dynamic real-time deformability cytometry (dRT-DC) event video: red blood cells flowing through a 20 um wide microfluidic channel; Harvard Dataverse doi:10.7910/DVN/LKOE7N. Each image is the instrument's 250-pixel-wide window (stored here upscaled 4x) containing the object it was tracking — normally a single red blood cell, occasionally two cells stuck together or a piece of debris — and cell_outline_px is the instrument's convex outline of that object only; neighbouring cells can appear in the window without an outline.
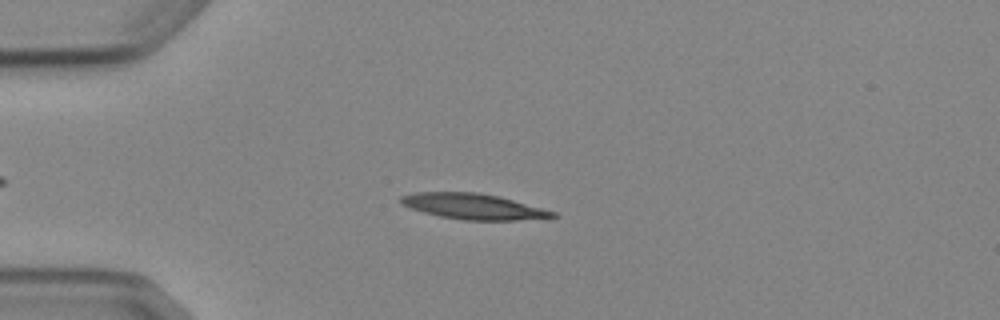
{"species": "Egyptian fruit bat (a non-hibernating species)", "species_latin": "Rousettus aegyptiacus", "temperature_condition": "cold", "stored_images_in_passage": 7, "camera_frame_rate_fps": 3000, "um_per_image_px": 0.085, "animal": {"sex": "female"}, "frame": {"image": 1, "passage_image": 4, "time_ms": 4.333, "image_size_px": [1000, 320], "cell_outline_px": [[560, 216], [516, 220], [464, 220], [440, 216], [424, 212], [400, 204], [400, 196], [412, 192], [480, 192], [512, 200], [556, 212]], "centroid_in_image_um": [40.18, 17.54], "position_along_channel_um": 44.8, "area_um2": 22.43}}
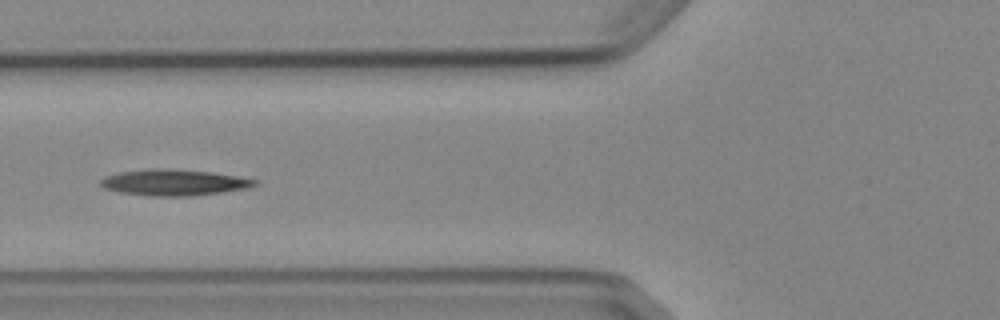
{"frame": {"image": 2, "passage_image": 6, "time_ms": 6.667, "image_size_px": [1000, 320], "cell_outline_px": [[260, 184], [248, 188], [220, 192], [188, 196], [148, 196], [120, 192], [104, 188], [100, 184], [100, 180], [108, 176], [120, 172], [148, 168], [168, 168], [212, 172], [260, 180]], "centroid_in_image_um": [14.82, 15.5], "position_along_channel_um": 111.0, "area_um2": 23.52}}